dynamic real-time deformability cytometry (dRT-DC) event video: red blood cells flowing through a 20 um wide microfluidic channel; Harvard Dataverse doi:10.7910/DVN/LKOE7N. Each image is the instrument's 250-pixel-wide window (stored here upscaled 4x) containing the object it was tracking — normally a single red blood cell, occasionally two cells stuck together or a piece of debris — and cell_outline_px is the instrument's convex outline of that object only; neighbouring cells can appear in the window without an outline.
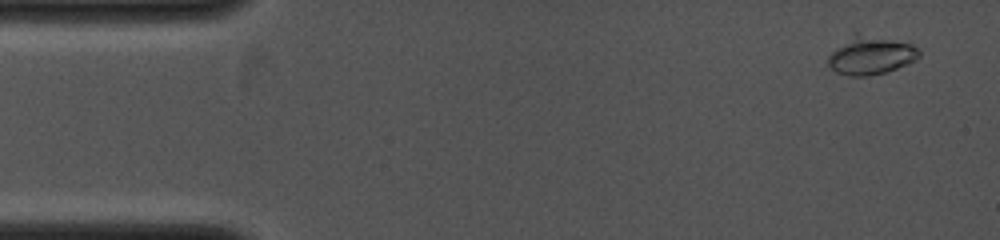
{"species": "common noctule bat (a hibernating species)", "species_latin": "Nyctalus noctula", "temperature_condition": "cold", "stored_images_in_passage": 62, "camera_frame_rate_fps": 4000, "um_per_image_px": 0.085, "animal": {"sex": "female", "body_mass_g": 19.0, "forearm_length_mm": 53.3}, "frame": {"image": 1, "passage_image": 4, "time_ms": 0.5, "image_size_px": [1000, 240], "cell_outline_px": [[920, 56], [916, 60], [908, 64], [884, 72], [868, 76], [848, 76], [836, 72], [828, 64], [828, 56], [852, 32], [856, 32], [912, 44], [920, 48]], "centroid_in_image_um": [74.02, 4.69], "position_along_channel_um": 11.0, "area_um2": 20.35}}
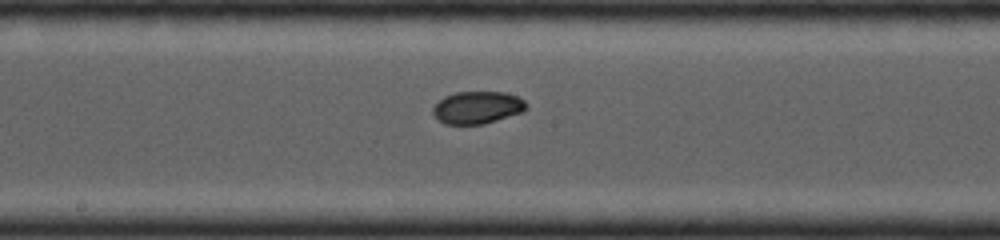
{"frame": {"image": 2, "passage_image": 33, "time_ms": 6.75, "image_size_px": [1000, 240], "cell_outline_px": [[524, 112], [484, 124], [444, 124], [432, 112], [432, 108], [444, 96], [456, 92], [504, 92], [516, 96], [524, 100]], "centroid_in_image_um": [40.56, 9.14], "position_along_channel_um": 207.6, "area_um2": 17.46}}
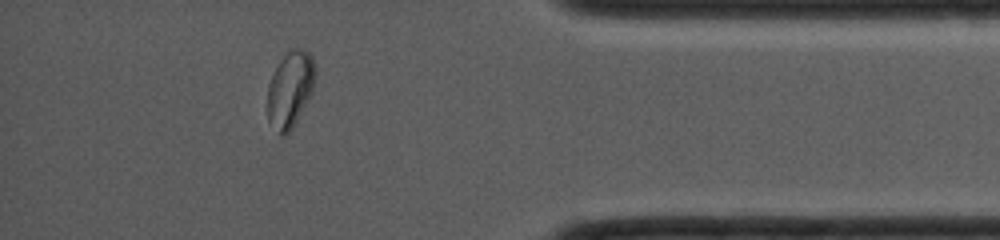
{"frame": {"image": 3, "passage_image": 54, "time_ms": 11.25, "image_size_px": [1000, 240], "cell_outline_px": [[316, 72], [312, 92], [292, 128], [284, 136], [280, 136], [268, 120], [268, 84], [280, 60], [288, 52], [308, 52], [312, 56]], "centroid_in_image_um": [24.66, 7.65], "position_along_channel_um": 410.5, "area_um2": 20.52}}